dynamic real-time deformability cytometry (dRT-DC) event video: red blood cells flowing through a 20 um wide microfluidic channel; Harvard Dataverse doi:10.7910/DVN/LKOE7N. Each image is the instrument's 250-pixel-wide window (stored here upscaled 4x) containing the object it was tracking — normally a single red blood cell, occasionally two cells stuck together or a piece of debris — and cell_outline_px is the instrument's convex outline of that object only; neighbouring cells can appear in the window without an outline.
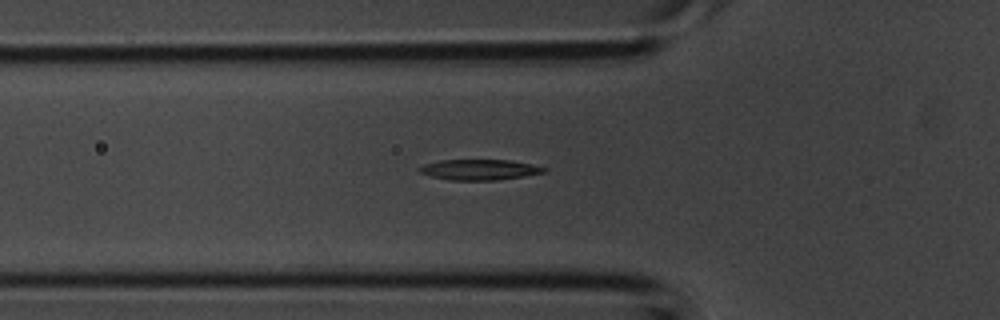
{"species": "common noctule bat (a hibernating species)", "species_latin": "Nyctalus noctula", "temperature_condition": "room temperature", "stored_images_in_passage": 35, "camera_frame_rate_fps": 3000, "um_per_image_px": 0.085, "animal": {"sex": "male", "body_mass_g": 20.1, "forearm_length_mm": 53.5}, "frame": {"image": 1, "passage_image": 12, "time_ms": 3.667, "image_size_px": [1000, 320], "cell_outline_px": [[548, 172], [524, 176], [496, 180], [448, 180], [428, 176], [420, 172], [416, 168], [424, 164], [440, 160], [508, 160], [532, 164], [548, 168]], "centroid_in_image_um": [40.75, 14.42], "position_along_channel_um": 85.1, "area_um2": 15.09}}
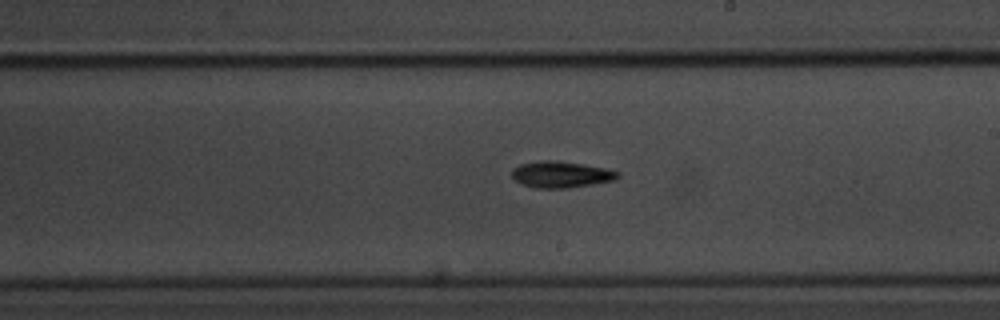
{"frame": {"image": 2, "passage_image": 21, "time_ms": 6.667, "image_size_px": [1000, 320], "cell_outline_px": [[620, 176], [616, 180], [568, 188], [532, 188], [516, 180], [512, 176], [512, 168], [520, 164], [540, 160], [556, 160], [584, 164], [608, 168], [620, 172]], "centroid_in_image_um": [47.72, 14.82], "position_along_channel_um": 241.3, "area_um2": 16.47}}
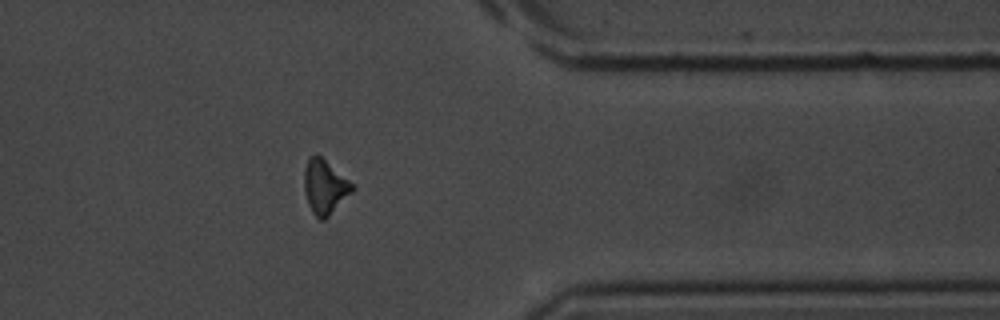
{"frame": {"image": 3, "passage_image": 30, "time_ms": 9.667, "image_size_px": [1000, 320], "cell_outline_px": [[356, 188], [324, 220], [320, 220], [312, 212], [308, 204], [304, 188], [304, 168], [308, 156], [316, 152], [356, 184]], "centroid_in_image_um": [27.62, 15.82], "position_along_channel_um": 383.8, "area_um2": 15.55}}